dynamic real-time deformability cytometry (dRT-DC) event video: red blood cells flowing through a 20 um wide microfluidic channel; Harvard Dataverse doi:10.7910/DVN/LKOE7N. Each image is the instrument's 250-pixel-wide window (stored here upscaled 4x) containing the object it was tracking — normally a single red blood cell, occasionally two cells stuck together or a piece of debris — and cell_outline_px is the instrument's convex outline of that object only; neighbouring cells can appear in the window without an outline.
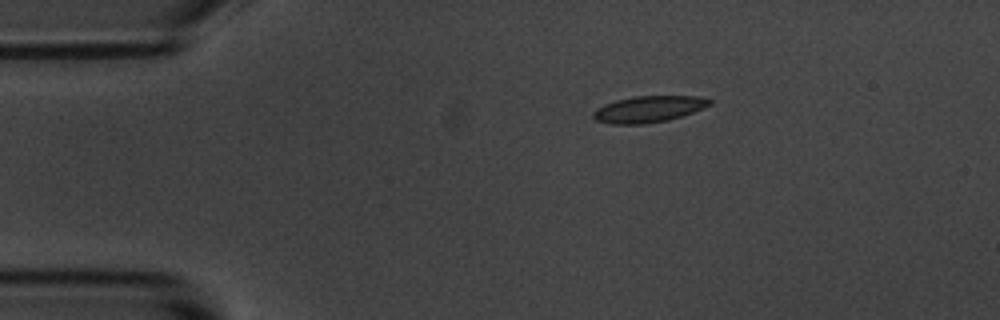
{"species": "common noctule bat (a hibernating species)", "species_latin": "Nyctalus noctula", "temperature_condition": "room temperature", "stored_images_in_passage": 46, "camera_frame_rate_fps": 3000, "um_per_image_px": 0.085, "animal": {"sex": "male", "body_mass_g": 20.1, "forearm_length_mm": 53.5}, "frame": {"image": 1, "passage_image": 1, "time_ms": 0.0, "image_size_px": [1000, 320], "cell_outline_px": [[712, 104], [704, 108], [668, 120], [644, 124], [612, 124], [596, 120], [592, 116], [592, 112], [596, 108], [604, 104], [616, 100], [632, 96], [700, 96], [712, 100]], "centroid_in_image_um": [55.12, 9.27], "position_along_channel_um": 29.9, "area_um2": 17.98}}
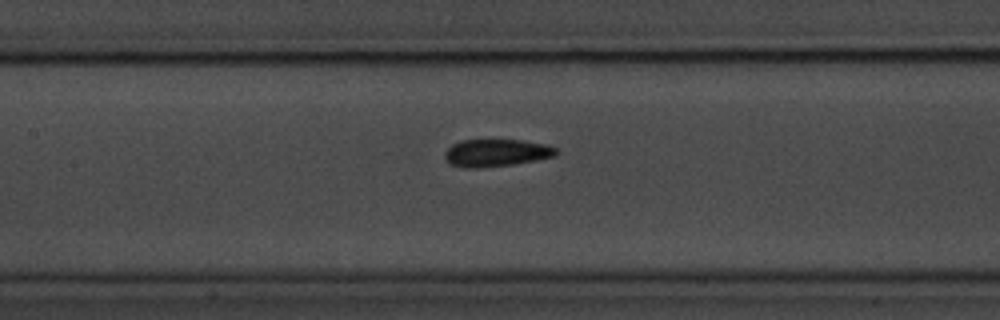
{"frame": {"image": 2, "passage_image": 16, "time_ms": 5.0, "image_size_px": [1000, 320], "cell_outline_px": [[556, 156], [512, 164], [480, 168], [464, 168], [452, 164], [444, 156], [444, 152], [452, 144], [460, 140], [524, 140], [548, 144], [556, 148]], "centroid_in_image_um": [42.18, 12.98], "position_along_channel_um": 165.2, "area_um2": 17.74}}
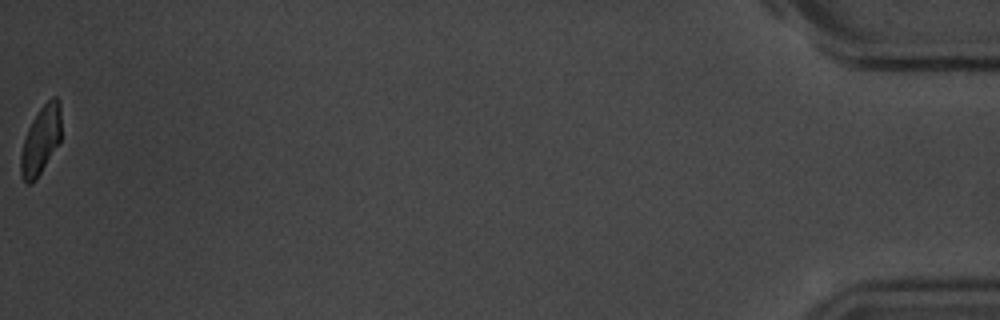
{"frame": {"image": 3, "passage_image": 46, "time_ms": 15.0, "image_size_px": [1000, 320], "cell_outline_px": [[60, 140], [36, 180], [32, 184], [28, 184], [20, 176], [20, 156], [24, 140], [28, 128], [32, 120], [40, 108], [52, 96], [56, 96], [60, 100]], "centroid_in_image_um": [3.45, 11.92], "position_along_channel_um": 431.7, "area_um2": 15.95}, "authors_computed_cell_mechanics": {"area_um2": 17.8602, "velocity_mm_per_s": 3.6705, "shape_relaxation_time_tau1_ms": 3.4476, "shape_relaxation_time_tau2_ms": 1.9882, "deformation_change_tau1": 0.1115, "deformation_change_tau2": 0.0637}}